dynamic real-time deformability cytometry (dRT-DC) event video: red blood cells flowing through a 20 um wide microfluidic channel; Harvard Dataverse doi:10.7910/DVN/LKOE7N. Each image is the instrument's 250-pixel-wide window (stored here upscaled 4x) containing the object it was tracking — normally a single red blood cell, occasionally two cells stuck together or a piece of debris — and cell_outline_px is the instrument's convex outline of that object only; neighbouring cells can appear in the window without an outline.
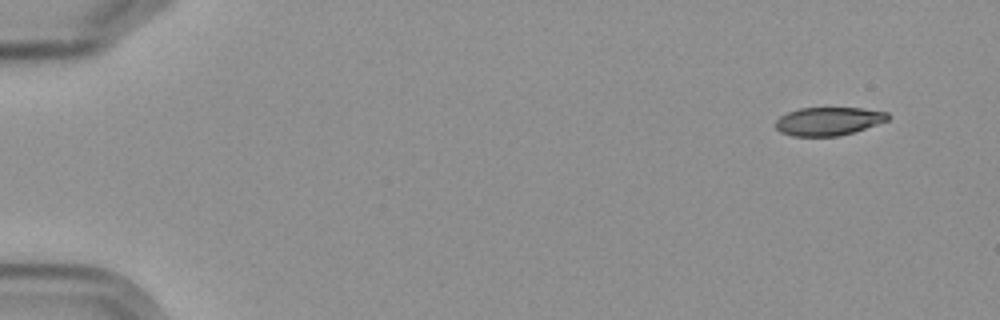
{"species": "Egyptian fruit bat (a non-hibernating species)", "species_latin": "Rousettus aegyptiacus", "temperature_condition": "cold", "stored_images_in_passage": 5, "camera_frame_rate_fps": 3000, "um_per_image_px": 0.085, "frame": {"image": 1, "passage_image": 1, "time_ms": 0.0, "image_size_px": [1000, 320], "cell_outline_px": [[892, 116], [888, 120], [852, 132], [836, 136], [792, 136], [780, 132], [776, 128], [776, 120], [780, 116], [788, 112], [800, 108], [860, 108], [888, 112]], "centroid_in_image_um": [70.41, 10.3], "position_along_channel_um": 14.6, "area_um2": 18.38}}
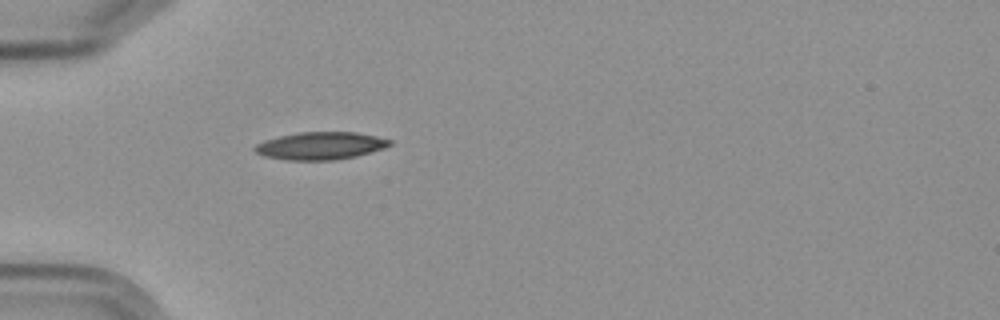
{"frame": {"image": 2, "passage_image": 5, "time_ms": 4.667, "image_size_px": [1000, 320], "cell_outline_px": [[392, 144], [384, 148], [356, 156], [336, 160], [284, 160], [264, 156], [256, 152], [252, 148], [256, 144], [264, 140], [280, 136], [300, 132], [356, 132], [376, 136], [392, 140]], "centroid_in_image_um": [27.23, 12.39], "position_along_channel_um": 57.8, "area_um2": 21.73}}